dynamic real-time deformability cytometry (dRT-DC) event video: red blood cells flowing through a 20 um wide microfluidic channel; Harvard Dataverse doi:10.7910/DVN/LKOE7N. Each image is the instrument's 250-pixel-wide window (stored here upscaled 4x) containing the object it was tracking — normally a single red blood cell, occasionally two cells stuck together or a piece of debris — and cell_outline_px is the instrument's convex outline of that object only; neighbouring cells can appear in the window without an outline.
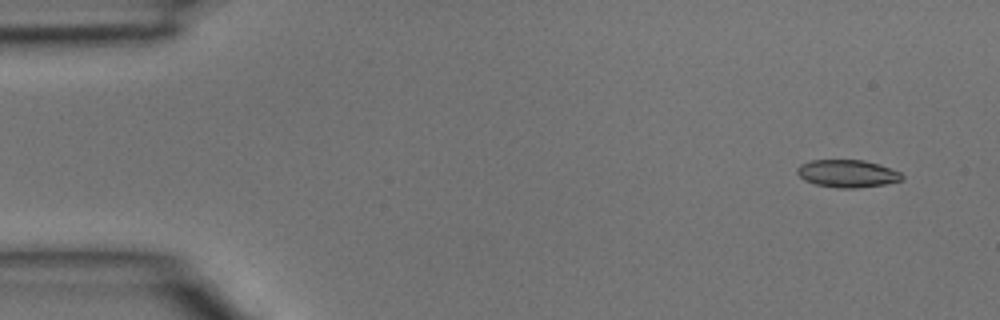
{"species": "common noctule bat (a hibernating species)", "species_latin": "Nyctalus noctula", "temperature_condition": "room temperature", "stored_images_in_passage": 4, "camera_frame_rate_fps": 3000, "um_per_image_px": 0.085, "animal": {"sex": "male", "body_mass_g": 15.6}, "frame": {"image": 1, "passage_image": 1, "time_ms": 0.0, "image_size_px": [1000, 320], "cell_outline_px": [[904, 176], [900, 180], [884, 184], [856, 188], [840, 188], [816, 184], [804, 180], [796, 172], [796, 168], [800, 164], [812, 160], [864, 160], [900, 172]], "centroid_in_image_um": [71.98, 14.75], "position_along_channel_um": 13.0, "area_um2": 16.59}}
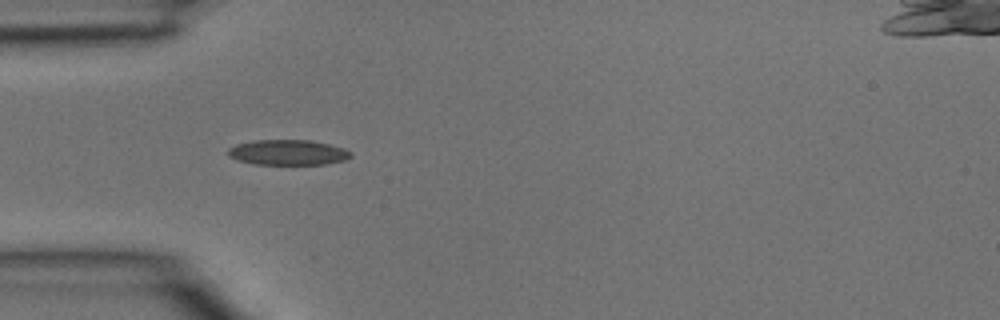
{"frame": {"image": 2, "passage_image": 4, "time_ms": 1.0, "image_size_px": [1000, 320], "cell_outline_px": [[352, 156], [344, 160], [324, 164], [252, 164], [236, 160], [228, 156], [228, 148], [236, 144], [252, 140], [312, 140], [344, 148], [352, 152]], "centroid_in_image_um": [24.44, 12.95], "position_along_channel_um": 60.6, "area_um2": 18.21}}